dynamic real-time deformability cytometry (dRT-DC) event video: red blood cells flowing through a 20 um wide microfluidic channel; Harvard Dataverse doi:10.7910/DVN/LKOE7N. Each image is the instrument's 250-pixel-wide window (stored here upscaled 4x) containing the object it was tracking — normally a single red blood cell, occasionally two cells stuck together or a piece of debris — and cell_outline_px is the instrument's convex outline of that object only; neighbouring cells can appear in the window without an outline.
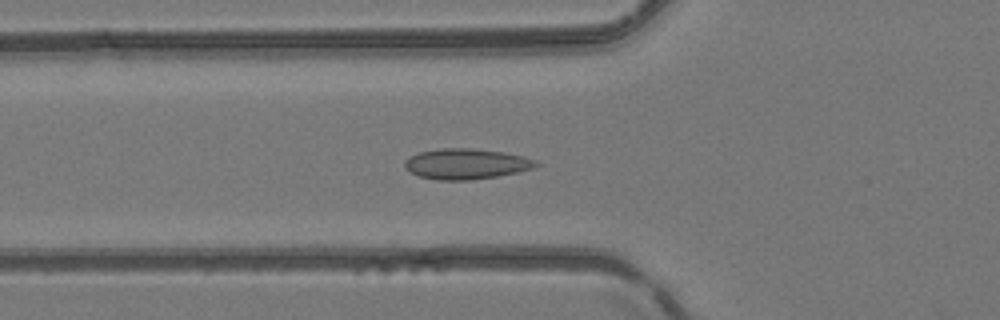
{"species": "common noctule bat (a hibernating species)", "species_latin": "Nyctalus noctula", "temperature_condition": "room temperature", "stored_images_in_passage": 26, "camera_frame_rate_fps": 3000, "um_per_image_px": 0.085, "animal": {"sex": "female", "body_mass_g": 24.6, "forearm_length_mm": 56.2}, "frame": {"image": 1, "passage_image": 7, "time_ms": 2.0, "image_size_px": [1000, 320], "cell_outline_px": [[540, 164], [532, 168], [516, 172], [496, 176], [472, 180], [436, 180], [420, 176], [404, 168], [404, 160], [420, 152], [440, 148], [472, 148], [504, 152], [524, 156], [536, 160]], "centroid_in_image_um": [39.62, 13.92], "position_along_channel_um": 86.2, "area_um2": 23.29}}
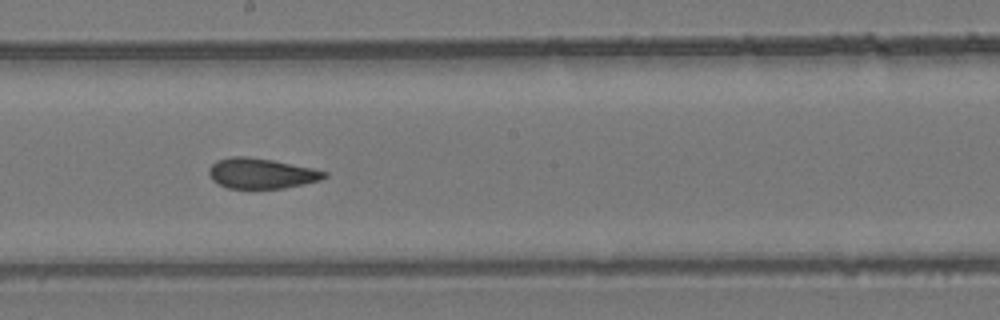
{"frame": {"image": 2, "passage_image": 17, "time_ms": 5.333, "image_size_px": [1000, 320], "cell_outline_px": [[328, 176], [320, 180], [304, 184], [284, 188], [228, 188], [212, 180], [208, 172], [208, 168], [216, 160], [232, 156], [248, 156], [272, 160], [312, 168], [328, 172]], "centroid_in_image_um": [22.2, 14.73], "position_along_channel_um": 226.0, "area_um2": 20.4}}
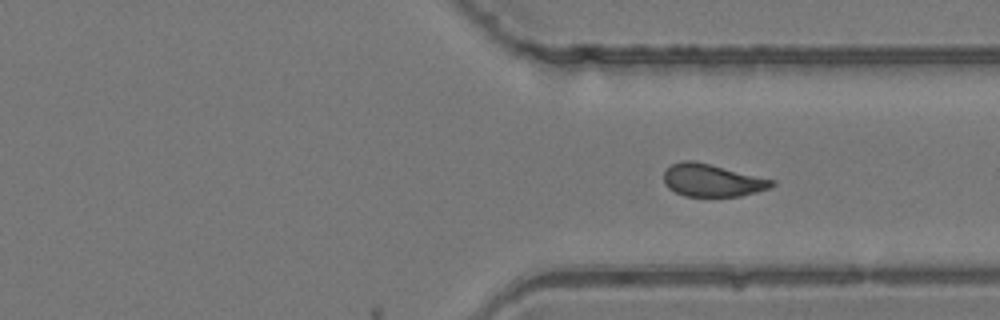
{"frame": {"image": 3, "passage_image": 26, "time_ms": 8.333, "image_size_px": [1000, 320], "cell_outline_px": [[776, 184], [768, 188], [756, 192], [740, 196], [684, 196], [668, 188], [664, 184], [664, 172], [672, 164], [680, 160], [692, 160], [776, 180]], "centroid_in_image_um": [60.52, 15.33], "position_along_channel_um": 350.9, "area_um2": 20.4}}